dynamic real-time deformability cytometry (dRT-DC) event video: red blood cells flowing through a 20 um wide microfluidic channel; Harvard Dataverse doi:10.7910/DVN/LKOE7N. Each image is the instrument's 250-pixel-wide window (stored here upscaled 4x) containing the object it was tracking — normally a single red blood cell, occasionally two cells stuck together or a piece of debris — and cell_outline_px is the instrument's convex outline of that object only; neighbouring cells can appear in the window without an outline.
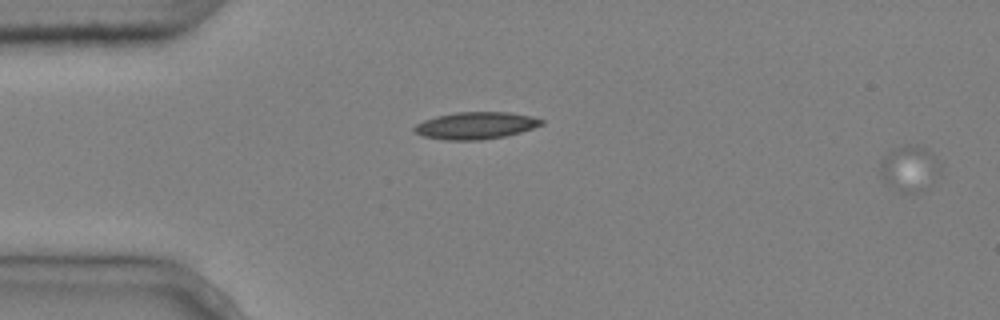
{"species": "common noctule bat (a hibernating species)", "species_latin": "Nyctalus noctula", "temperature_condition": "cold", "stored_images_in_passage": 4, "segment_of_instrument_passage": [2, 2], "camera_frame_rate_fps": 3000, "um_per_image_px": 0.085, "animal": {"sex": "male", "body_mass_g": 20.4}, "frame": {"image": 1, "passage_image": 4, "time_ms": 1.0, "image_size_px": [1000, 320], "cell_outline_px": [[940, 172], [924, 188], [916, 192], [908, 192], [892, 184], [880, 176], [880, 160], [892, 148], [904, 144], [924, 144], [936, 156], [940, 164]], "centroid_in_image_um": [77.33, 14.19], "position_along_channel_um": 7.7, "area_um2": 15.78}}